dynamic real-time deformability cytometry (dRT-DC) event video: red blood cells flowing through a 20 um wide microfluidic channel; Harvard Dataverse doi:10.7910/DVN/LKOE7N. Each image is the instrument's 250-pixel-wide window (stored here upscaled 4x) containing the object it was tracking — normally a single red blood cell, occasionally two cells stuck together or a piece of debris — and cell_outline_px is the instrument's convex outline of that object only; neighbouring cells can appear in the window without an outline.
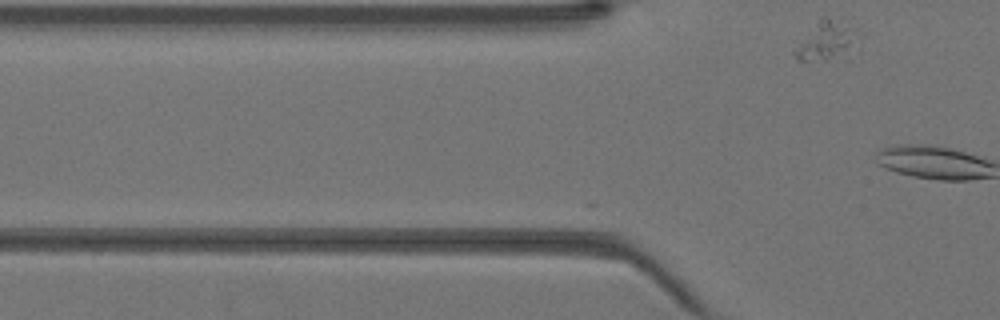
{"species": "Egyptian fruit bat (a non-hibernating species)", "species_latin": "Rousettus aegyptiacus", "temperature_condition": "warm", "stored_images_in_passage": 8, "camera_frame_rate_fps": 3000, "um_per_image_px": 0.085, "animal": {"sex": "female"}, "frame": {"image": 1, "passage_image": 8, "time_ms": 2.333, "image_size_px": [1000, 320], "cell_outline_px": [[860, 36], [828, 60], [796, 60], [792, 52], [820, 16], [824, 16], [860, 32]], "centroid_in_image_um": [70.1, 3.43], "position_along_channel_um": 55.7, "area_um2": 13.01}}